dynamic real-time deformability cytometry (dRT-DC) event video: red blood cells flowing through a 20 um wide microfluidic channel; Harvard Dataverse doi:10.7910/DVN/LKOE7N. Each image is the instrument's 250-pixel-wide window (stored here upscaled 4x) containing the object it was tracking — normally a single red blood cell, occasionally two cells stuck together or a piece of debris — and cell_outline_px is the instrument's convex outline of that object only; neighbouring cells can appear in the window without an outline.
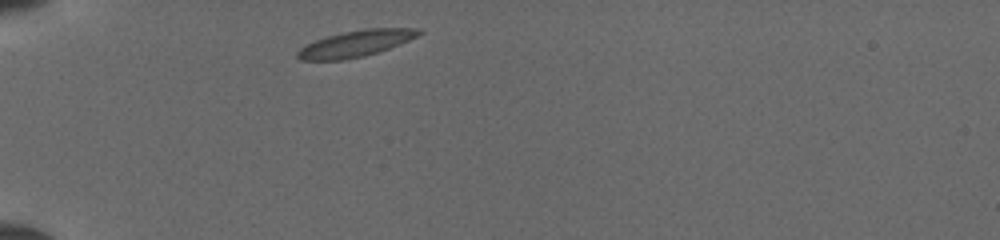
{"species": "common noctule bat (a hibernating species)", "species_latin": "Nyctalus noctula", "temperature_condition": "cold", "stored_images_in_passage": 23, "camera_frame_rate_fps": 3000, "um_per_image_px": 0.085, "animal": {"sex": "female", "body_mass_g": 19.5, "forearm_length_mm": 54.1}, "frame": {"image": 1, "passage_image": 1, "time_ms": 0.0, "image_size_px": [1000, 240], "cell_outline_px": [[424, 32], [408, 40], [388, 48], [364, 56], [344, 60], [300, 60], [296, 56], [296, 52], [300, 48], [316, 40], [328, 36], [344, 32], [364, 28], [416, 28]], "centroid_in_image_um": [30.21, 3.7], "position_along_channel_um": 54.8, "area_um2": 18.32}}
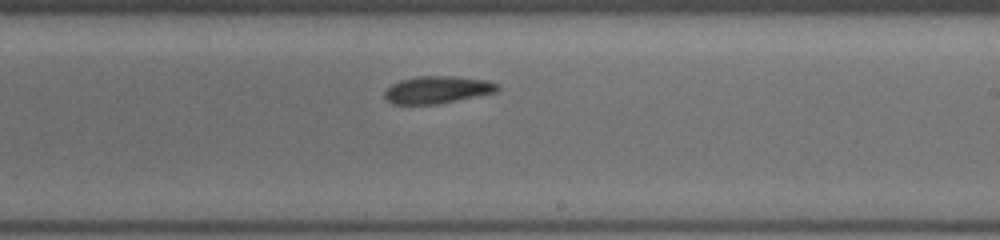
{"frame": {"image": 2, "passage_image": 14, "time_ms": 4.333, "image_size_px": [1000, 240], "cell_outline_px": [[500, 88], [496, 92], [436, 104], [392, 104], [384, 96], [384, 92], [392, 84], [400, 80], [420, 76], [452, 76], [488, 80], [500, 84]], "centroid_in_image_um": [37.19, 7.62], "position_along_channel_um": 251.8, "area_um2": 17.86}}
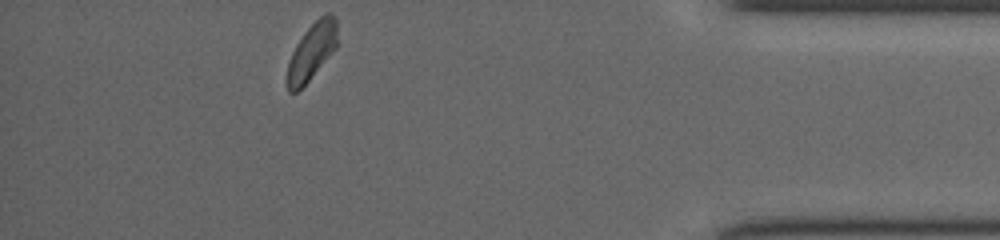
{"frame": {"image": 3, "passage_image": 23, "time_ms": 7.333, "image_size_px": [1000, 240], "cell_outline_px": [[336, 48], [308, 80], [296, 92], [288, 92], [284, 80], [288, 60], [296, 44], [304, 32], [324, 12], [332, 12], [336, 16]], "centroid_in_image_um": [26.45, 4.37], "position_along_channel_um": 408.7, "area_um2": 16.7}}